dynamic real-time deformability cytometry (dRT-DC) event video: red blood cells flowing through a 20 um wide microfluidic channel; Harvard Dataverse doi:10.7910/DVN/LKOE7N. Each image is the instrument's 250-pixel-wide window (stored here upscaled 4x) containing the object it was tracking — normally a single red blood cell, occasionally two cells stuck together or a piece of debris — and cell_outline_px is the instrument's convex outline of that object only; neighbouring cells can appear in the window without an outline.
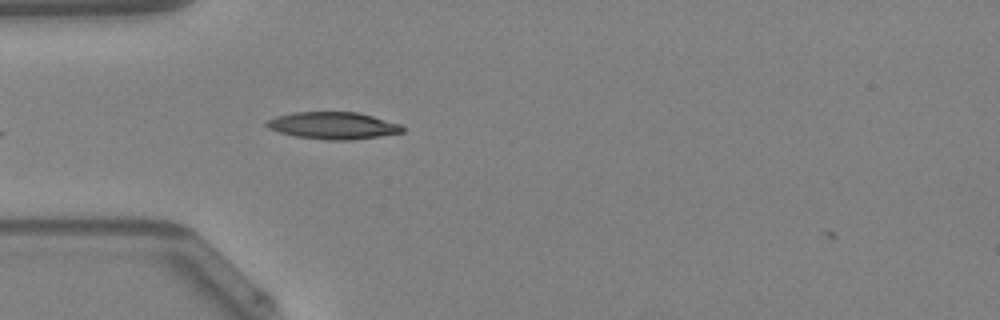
{"species": "Egyptian fruit bat (a non-hibernating species)", "species_latin": "Rousettus aegyptiacus", "temperature_condition": "warm", "stored_images_in_passage": 4, "camera_frame_rate_fps": 3000, "um_per_image_px": 0.085, "animal": {"sex": "female"}, "frame": {"image": 1, "passage_image": 3, "time_ms": 0.667, "image_size_px": [1000, 320], "cell_outline_px": [[404, 132], [380, 136], [352, 140], [328, 140], [296, 136], [280, 132], [268, 128], [264, 124], [268, 120], [276, 116], [292, 112], [360, 112], [400, 124], [404, 128]], "centroid_in_image_um": [28.32, 10.67], "position_along_channel_um": 56.7, "area_um2": 21.44}}